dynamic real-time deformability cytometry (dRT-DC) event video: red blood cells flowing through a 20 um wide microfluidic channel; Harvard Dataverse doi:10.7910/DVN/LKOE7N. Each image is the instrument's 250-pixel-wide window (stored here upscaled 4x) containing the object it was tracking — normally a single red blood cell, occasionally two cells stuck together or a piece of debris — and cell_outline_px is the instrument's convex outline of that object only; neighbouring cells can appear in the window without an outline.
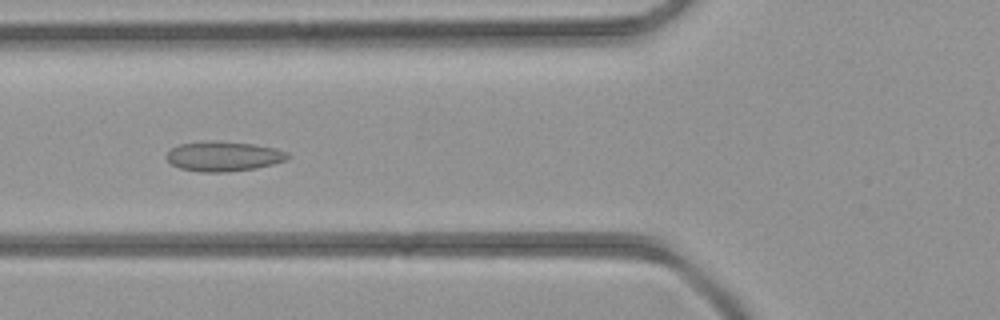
{"species": "common noctule bat (a hibernating species)", "species_latin": "Nyctalus noctula", "temperature_condition": "room temperature", "stored_images_in_passage": 43, "camera_frame_rate_fps": 3000, "um_per_image_px": 0.085, "animal": {"sex": "female", "body_mass_g": 21.9}, "frame": {"image": 1, "passage_image": 16, "time_ms": 5.0, "image_size_px": [1000, 320], "cell_outline_px": [[288, 160], [256, 168], [228, 172], [200, 172], [180, 168], [172, 164], [168, 160], [168, 152], [172, 148], [180, 144], [208, 140], [216, 140], [252, 144], [276, 148], [288, 152]], "centroid_in_image_um": [19.02, 13.28], "position_along_channel_um": 106.8, "area_um2": 21.1}}
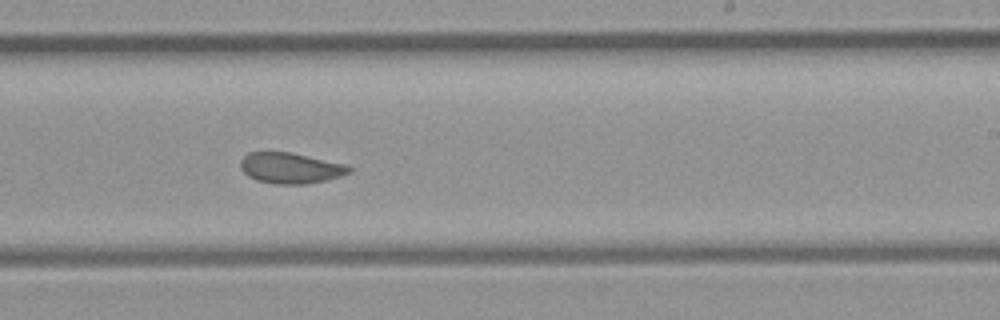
{"frame": {"image": 2, "passage_image": 26, "time_ms": 8.333, "image_size_px": [1000, 320], "cell_outline_px": [[352, 172], [340, 176], [308, 184], [272, 184], [256, 180], [248, 176], [240, 168], [240, 160], [248, 152], [288, 152], [348, 164], [352, 168]], "centroid_in_image_um": [24.69, 14.29], "position_along_channel_um": 264.3, "area_um2": 19.59}}
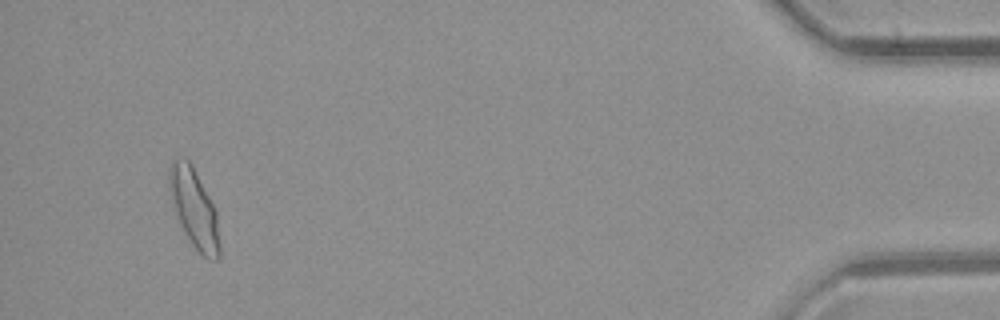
{"frame": {"image": 3, "passage_image": 41, "time_ms": 13.333, "image_size_px": [1000, 320], "cell_outline_px": [[220, 256], [216, 260], [208, 260], [192, 244], [180, 224], [176, 212], [168, 184], [168, 168], [172, 160], [188, 160], [192, 164], [216, 208], [220, 244]], "centroid_in_image_um": [16.53, 17.72], "position_along_channel_um": 418.7, "area_um2": 22.95}}